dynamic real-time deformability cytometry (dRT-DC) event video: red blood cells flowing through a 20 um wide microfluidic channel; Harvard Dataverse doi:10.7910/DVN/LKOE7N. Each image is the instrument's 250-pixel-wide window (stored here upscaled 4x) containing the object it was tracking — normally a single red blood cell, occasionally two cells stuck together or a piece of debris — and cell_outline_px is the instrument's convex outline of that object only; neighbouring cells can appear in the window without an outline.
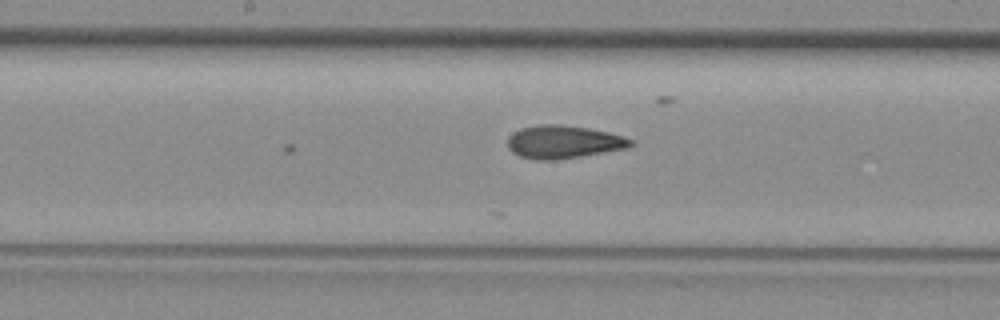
{"species": "common noctule bat (a hibernating species)", "species_latin": "Nyctalus noctula", "temperature_condition": "room temperature", "stored_images_in_passage": 10, "camera_frame_rate_fps": 3000, "um_per_image_px": 0.085, "animal": {"sex": "female", "body_mass_g": 29.2, "forearm_length_mm": 56.3}, "frame": {"image": 1, "passage_image": 10, "time_ms": 3.0, "image_size_px": [1000, 320], "cell_outline_px": [[632, 144], [628, 148], [556, 160], [540, 160], [520, 156], [512, 152], [508, 148], [508, 136], [520, 128], [540, 124], [560, 124], [588, 128], [608, 132], [624, 136], [632, 140]], "centroid_in_image_um": [47.88, 12.06], "position_along_channel_um": 200.3, "area_um2": 23.58}}